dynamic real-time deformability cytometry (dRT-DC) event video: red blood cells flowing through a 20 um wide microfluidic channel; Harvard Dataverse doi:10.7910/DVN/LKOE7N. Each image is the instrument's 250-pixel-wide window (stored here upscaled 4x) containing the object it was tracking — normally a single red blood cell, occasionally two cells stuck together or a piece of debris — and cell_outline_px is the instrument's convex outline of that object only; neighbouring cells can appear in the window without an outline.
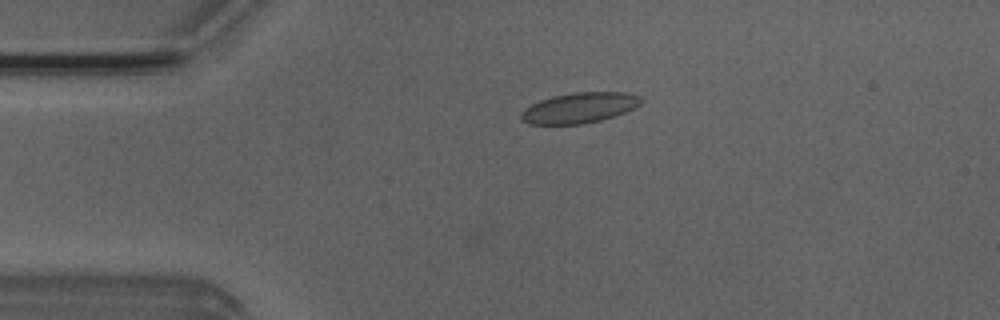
{"species": "Egyptian fruit bat (a non-hibernating species)", "species_latin": "Rousettus aegyptiacus", "temperature_condition": "room temperature", "stored_images_in_passage": 2, "camera_frame_rate_fps": 3000, "um_per_image_px": 0.085, "animal": {"sex": "male"}, "frame": {"image": 1, "passage_image": 2, "time_ms": 0.333, "image_size_px": [1000, 320], "cell_outline_px": [[644, 100], [640, 104], [624, 112], [600, 120], [584, 124], [528, 124], [520, 116], [520, 112], [524, 108], [540, 100], [552, 96], [572, 92], [628, 92], [640, 96]], "centroid_in_image_um": [49.24, 9.15], "position_along_channel_um": 35.8, "area_um2": 21.27}}